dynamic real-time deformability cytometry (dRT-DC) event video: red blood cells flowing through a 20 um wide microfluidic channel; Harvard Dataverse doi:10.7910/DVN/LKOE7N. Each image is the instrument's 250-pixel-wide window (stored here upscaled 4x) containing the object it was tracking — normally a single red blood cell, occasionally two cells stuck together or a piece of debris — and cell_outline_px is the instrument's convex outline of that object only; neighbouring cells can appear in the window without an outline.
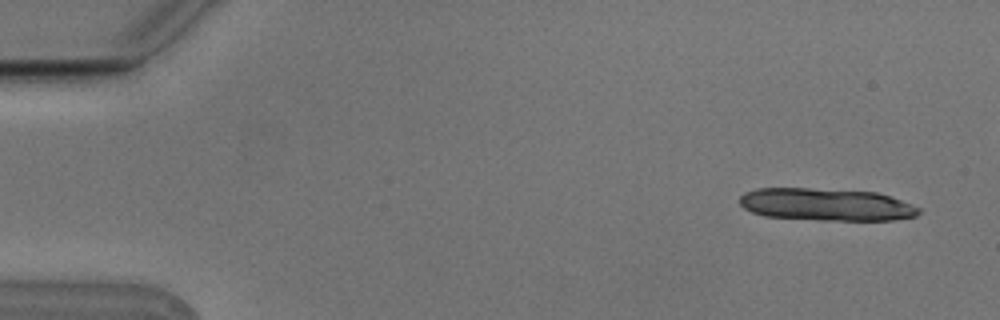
{"species": "Egyptian fruit bat (a non-hibernating species)", "species_latin": "Rousettus aegyptiacus", "temperature_condition": "cold", "stored_images_in_passage": 6, "camera_frame_rate_fps": 3000, "um_per_image_px": 0.085, "animal": {"sex": "male"}, "frame": {"image": 1, "passage_image": 1, "time_ms": 0.0, "image_size_px": [1000, 320], "cell_outline_px": [[920, 212], [916, 216], [892, 220], [820, 220], [764, 216], [752, 212], [744, 208], [740, 204], [740, 196], [744, 192], [756, 188], [808, 188], [876, 192], [900, 200], [920, 208]], "centroid_in_image_um": [70.18, 17.38], "position_along_channel_um": 14.8, "area_um2": 33.76}}